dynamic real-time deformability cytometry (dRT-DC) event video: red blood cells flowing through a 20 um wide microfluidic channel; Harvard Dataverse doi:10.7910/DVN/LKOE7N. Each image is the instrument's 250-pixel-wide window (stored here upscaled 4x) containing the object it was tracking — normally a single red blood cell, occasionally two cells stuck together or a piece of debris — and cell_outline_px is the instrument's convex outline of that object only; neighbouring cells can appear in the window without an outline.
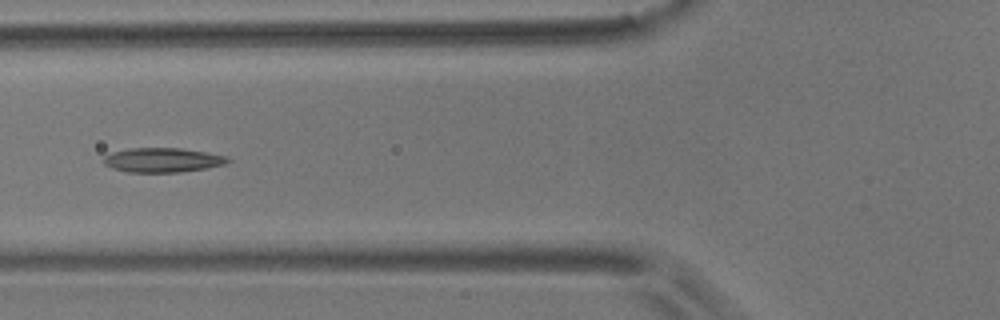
{"species": "common noctule bat (a hibernating species)", "species_latin": "Nyctalus noctula", "temperature_condition": "room temperature", "stored_images_in_passage": 6, "camera_frame_rate_fps": 3000, "um_per_image_px": 0.085, "animal": {"sex": "male", "body_mass_g": 17.9}, "frame": {"image": 1, "passage_image": 6, "time_ms": 1.667, "image_size_px": [1000, 320], "cell_outline_px": [[232, 160], [224, 164], [204, 168], [180, 172], [128, 172], [112, 168], [104, 164], [104, 156], [112, 152], [132, 148], [180, 148], [228, 156]], "centroid_in_image_um": [13.81, 13.6], "position_along_channel_um": 112.0, "area_um2": 17.51}}